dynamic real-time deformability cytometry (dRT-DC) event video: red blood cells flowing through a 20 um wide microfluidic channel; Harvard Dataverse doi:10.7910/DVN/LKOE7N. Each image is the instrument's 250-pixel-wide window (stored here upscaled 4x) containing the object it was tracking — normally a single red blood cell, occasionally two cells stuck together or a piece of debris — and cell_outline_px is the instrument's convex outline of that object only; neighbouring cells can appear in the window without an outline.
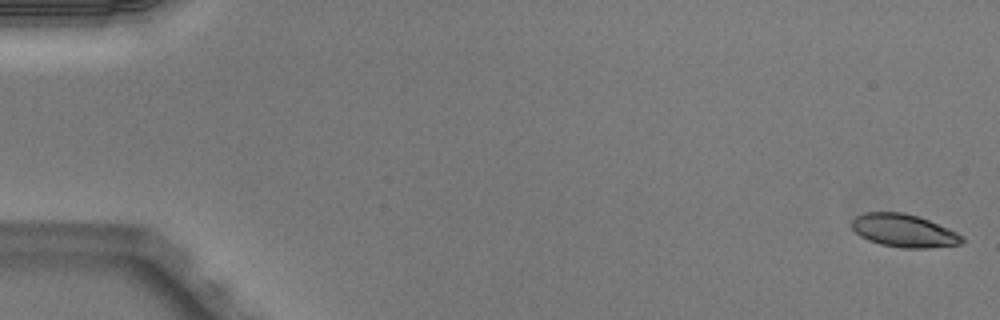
{"species": "Egyptian fruit bat (a non-hibernating species)", "species_latin": "Rousettus aegyptiacus", "temperature_condition": "warm", "stored_images_in_passage": 51, "camera_frame_rate_fps": 3000, "um_per_image_px": 0.085, "animal": {"sex": "male"}, "frame": {"image": 1, "passage_image": 1, "time_ms": 0.0, "image_size_px": [1000, 320], "cell_outline_px": [[964, 240], [960, 244], [928, 248], [900, 248], [880, 244], [868, 240], [860, 236], [852, 228], [852, 220], [856, 216], [864, 212], [904, 212], [928, 220], [948, 228], [964, 236]], "centroid_in_image_um": [76.82, 19.61], "position_along_channel_um": 8.2, "area_um2": 21.15}}
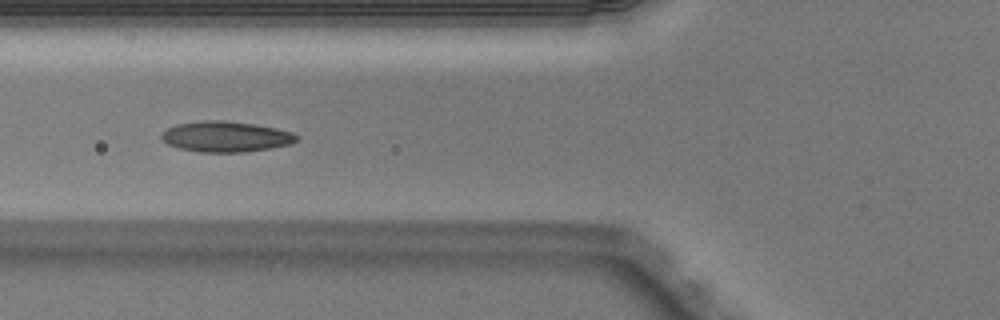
{"frame": {"image": 2, "passage_image": 20, "time_ms": 6.333, "image_size_px": [1000, 320], "cell_outline_px": [[300, 136], [292, 144], [244, 152], [200, 152], [180, 148], [168, 144], [160, 136], [168, 128], [176, 124], [200, 120], [228, 120], [256, 124], [276, 128], [292, 132]], "centroid_in_image_um": [19.22, 11.6], "position_along_channel_um": 106.6, "area_um2": 24.16}}
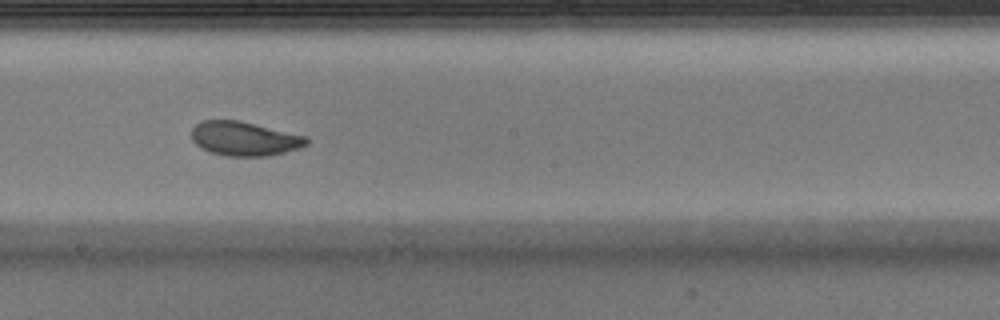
{"frame": {"image": 3, "passage_image": 29, "time_ms": 9.333, "image_size_px": [1000, 320], "cell_outline_px": [[308, 144], [300, 148], [268, 156], [228, 156], [212, 152], [200, 148], [192, 140], [192, 128], [196, 124], [204, 120], [240, 120], [304, 136], [308, 140]], "centroid_in_image_um": [20.75, 11.78], "position_along_channel_um": 227.4, "area_um2": 22.72}, "authors_computed_cell_mechanics": {"area_um2": 22.831, "velocity_mm_per_s": 4.0247, "shape_relaxation_time_tau1_ms": 2.6183, "shape_relaxation_time_tau2_ms": 1.1168, "deformation_change_tau1": 0.1244, "deformation_change_tau2": 0.0625}}